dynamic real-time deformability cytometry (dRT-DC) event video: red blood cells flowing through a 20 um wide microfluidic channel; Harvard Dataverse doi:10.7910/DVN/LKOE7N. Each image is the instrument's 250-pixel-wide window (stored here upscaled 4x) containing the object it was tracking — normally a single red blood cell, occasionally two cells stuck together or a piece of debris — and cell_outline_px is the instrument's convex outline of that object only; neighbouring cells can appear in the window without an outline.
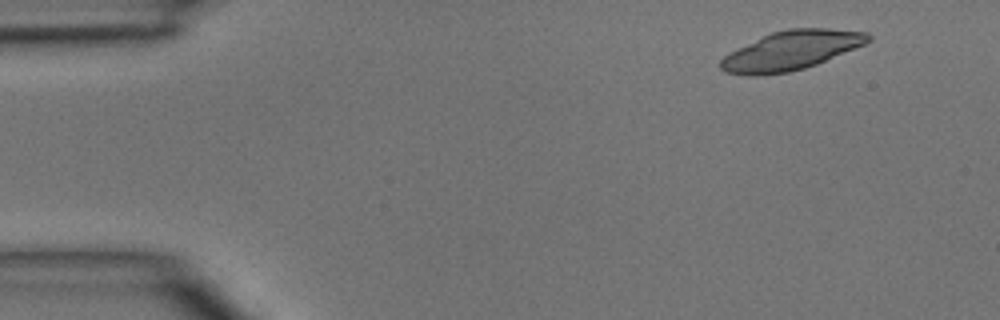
{"species": "common noctule bat (a hibernating species)", "species_latin": "Nyctalus noctula", "temperature_condition": "room temperature", "stored_images_in_passage": 3, "camera_frame_rate_fps": 3000, "um_per_image_px": 0.085, "animal": {"sex": "male", "body_mass_g": 15.6}, "frame": {"image": 1, "passage_image": 1, "time_ms": 0.0, "image_size_px": [1000, 320], "cell_outline_px": [[872, 40], [864, 44], [816, 64], [804, 68], [788, 72], [756, 76], [752, 76], [724, 72], [720, 68], [720, 60], [728, 52], [772, 32], [788, 28], [828, 28], [868, 32], [872, 36]], "centroid_in_image_um": [67.23, 4.29], "position_along_channel_um": 17.8, "area_um2": 33.47}}